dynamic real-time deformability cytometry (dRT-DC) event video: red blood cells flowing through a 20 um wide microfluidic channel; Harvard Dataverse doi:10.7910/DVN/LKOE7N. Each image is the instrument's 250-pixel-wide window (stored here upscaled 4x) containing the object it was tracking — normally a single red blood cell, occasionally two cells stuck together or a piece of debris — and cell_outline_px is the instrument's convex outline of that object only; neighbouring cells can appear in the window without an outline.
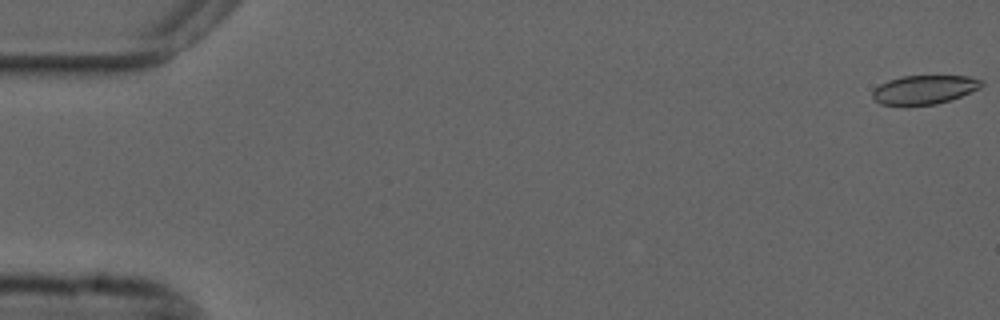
{"species": "common noctule bat (a hibernating species)", "species_latin": "Nyctalus noctula", "temperature_condition": "cold", "stored_images_in_passage": 35, "camera_frame_rate_fps": 3000, "um_per_image_px": 0.085, "animal": {"sex": "male", "forearm_length_mm": 52.5}, "frame": {"image": 1, "passage_image": 1, "time_ms": 0.0, "image_size_px": [1000, 320], "cell_outline_px": [[984, 84], [980, 88], [960, 96], [936, 104], [904, 108], [880, 104], [872, 96], [872, 92], [880, 84], [888, 80], [900, 76], [968, 76], [984, 80]], "centroid_in_image_um": [78.53, 7.65], "position_along_channel_um": 6.5, "area_um2": 18.84}}
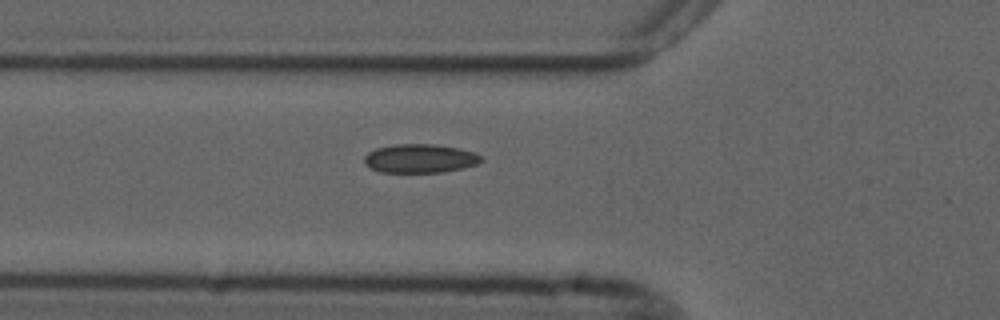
{"frame": {"image": 2, "passage_image": 20, "time_ms": 6.333, "image_size_px": [1000, 320], "cell_outline_px": [[484, 160], [476, 164], [444, 172], [380, 172], [364, 164], [364, 156], [368, 152], [376, 148], [396, 144], [436, 144], [460, 148], [476, 152], [484, 156]], "centroid_in_image_um": [35.73, 13.46], "position_along_channel_um": 90.1, "area_um2": 19.77}}
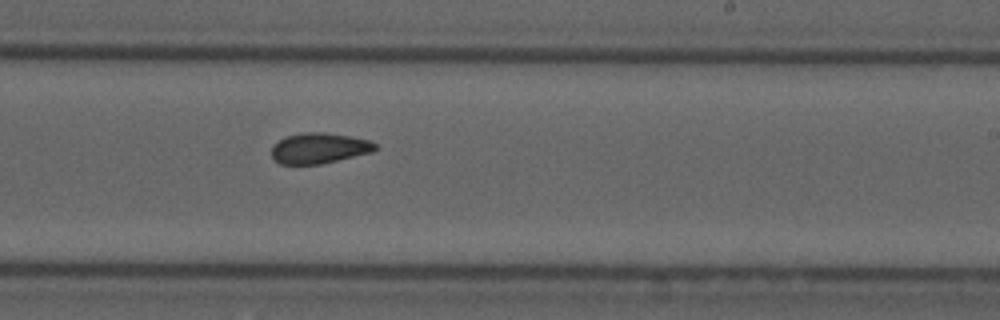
{"frame": {"image": 3, "passage_image": 34, "time_ms": 11.0, "image_size_px": [1000, 320], "cell_outline_px": [[376, 148], [372, 152], [320, 164], [280, 164], [272, 156], [272, 148], [280, 140], [288, 136], [304, 132], [320, 132], [352, 136], [368, 140], [376, 144]], "centroid_in_image_um": [27.14, 12.59], "position_along_channel_um": 261.9, "area_um2": 18.15}}